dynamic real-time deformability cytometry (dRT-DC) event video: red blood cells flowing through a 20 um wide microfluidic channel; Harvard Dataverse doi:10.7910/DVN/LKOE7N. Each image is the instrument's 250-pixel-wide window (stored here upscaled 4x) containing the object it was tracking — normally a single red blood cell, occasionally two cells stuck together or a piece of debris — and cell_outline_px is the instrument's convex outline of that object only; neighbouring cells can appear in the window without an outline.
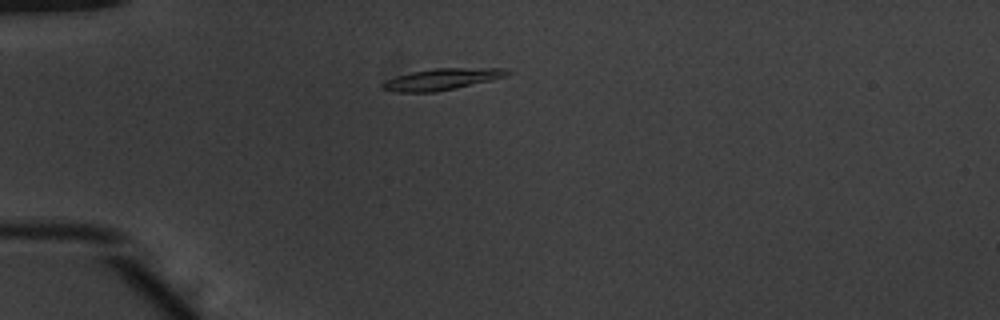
{"species": "common noctule bat (a hibernating species)", "species_latin": "Nyctalus noctula", "temperature_condition": "warm", "stored_images_in_passage": 40, "camera_frame_rate_fps": 3000, "um_per_image_px": 0.085, "animal": {"sex": "male", "body_mass_g": 20.1, "forearm_length_mm": 53.5}, "frame": {"image": 1, "passage_image": 2, "time_ms": 0.333, "image_size_px": [1000, 320], "cell_outline_px": [[512, 72], [508, 76], [456, 88], [436, 92], [396, 92], [380, 88], [380, 84], [384, 80], [396, 76], [412, 72], [436, 68], [508, 68]], "centroid_in_image_um": [37.56, 6.73], "position_along_channel_um": 47.4, "area_um2": 15.72}}
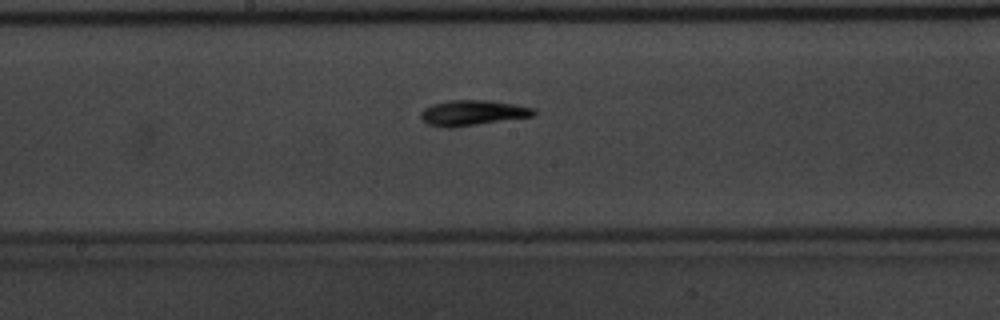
{"frame": {"image": 2, "passage_image": 16, "time_ms": 5.0, "image_size_px": [1000, 320], "cell_outline_px": [[536, 116], [452, 128], [444, 128], [428, 124], [420, 120], [420, 112], [424, 108], [432, 104], [448, 100], [492, 100], [516, 104], [536, 108]], "centroid_in_image_um": [40.18, 9.59], "position_along_channel_um": 208.0, "area_um2": 17.17}}
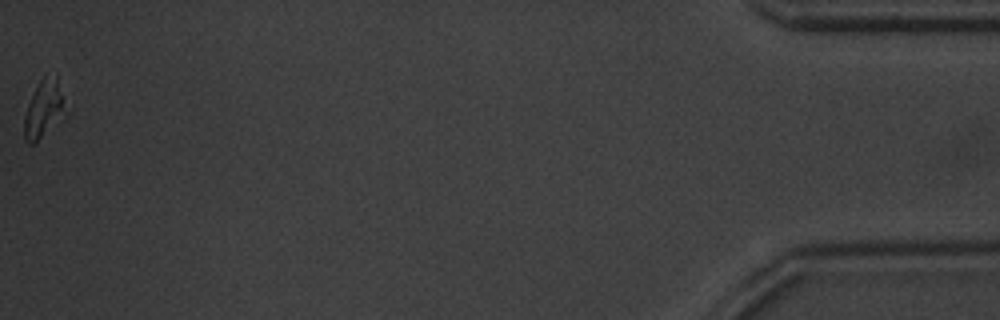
{"frame": {"image": 3, "passage_image": 40, "time_ms": 13.0, "image_size_px": [1000, 320], "cell_outline_px": [[60, 108], [40, 136], [32, 144], [28, 144], [24, 140], [24, 116], [28, 104], [44, 72], [56, 72], [60, 96]], "centroid_in_image_um": [3.55, 9.11], "position_along_channel_um": 431.6, "area_um2": 11.96}}